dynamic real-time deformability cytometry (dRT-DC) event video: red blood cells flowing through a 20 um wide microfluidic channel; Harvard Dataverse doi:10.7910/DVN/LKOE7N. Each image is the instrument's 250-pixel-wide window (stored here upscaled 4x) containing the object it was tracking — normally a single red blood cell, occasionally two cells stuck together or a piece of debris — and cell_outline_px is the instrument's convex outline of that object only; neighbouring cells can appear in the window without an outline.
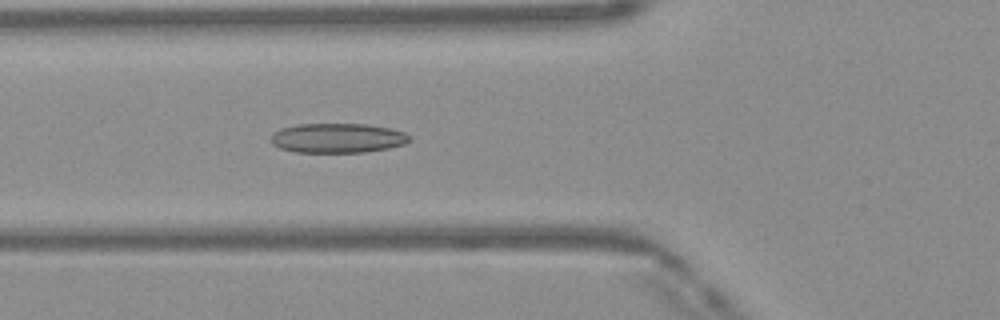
{"species": "Egyptian fruit bat (a non-hibernating species)", "species_latin": "Rousettus aegyptiacus", "temperature_condition": "warm", "stored_images_in_passage": 49, "camera_frame_rate_fps": 3000, "um_per_image_px": 0.085, "frame": {"image": 1, "passage_image": 18, "time_ms": 5.667, "image_size_px": [1000, 320], "cell_outline_px": [[408, 140], [404, 144], [388, 148], [364, 152], [296, 152], [280, 148], [272, 144], [272, 132], [280, 128], [296, 124], [368, 124], [388, 128], [404, 132], [408, 136]], "centroid_in_image_um": [28.64, 11.73], "position_along_channel_um": 97.2, "area_um2": 23.76}}
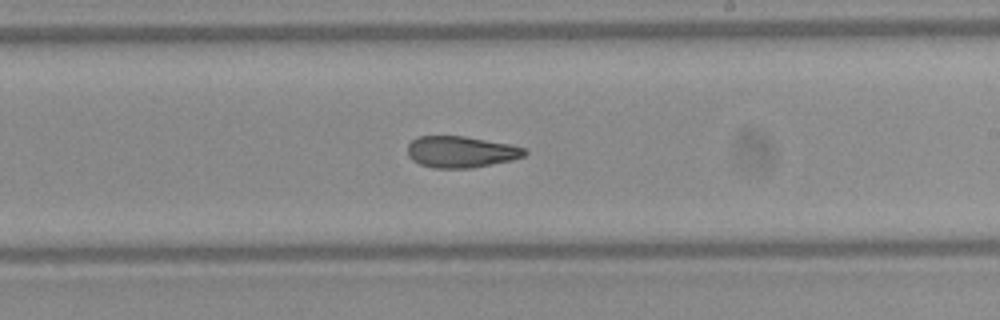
{"frame": {"image": 2, "passage_image": 29, "time_ms": 9.333, "image_size_px": [1000, 320], "cell_outline_px": [[528, 152], [524, 156], [512, 160], [472, 168], [432, 168], [420, 164], [412, 160], [408, 156], [408, 144], [416, 136], [464, 136], [512, 144], [524, 148]], "centroid_in_image_um": [39.18, 12.9], "position_along_channel_um": 249.8, "area_um2": 21.62}}
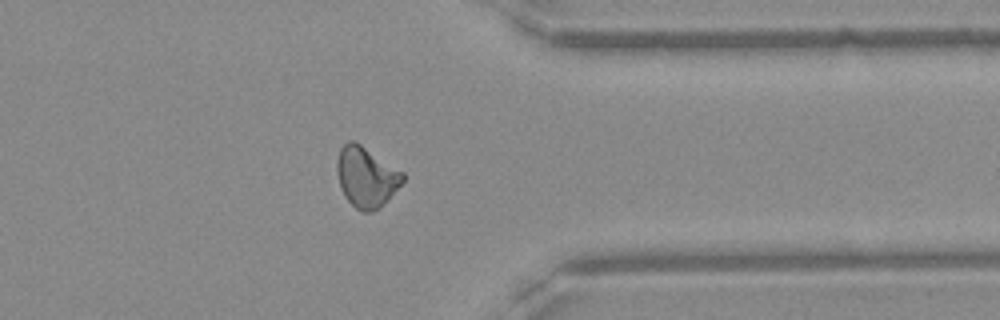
{"frame": {"image": 3, "passage_image": 39, "time_ms": 12.667, "image_size_px": [1000, 320], "cell_outline_px": [[404, 180], [380, 208], [372, 212], [364, 212], [356, 208], [344, 196], [340, 188], [336, 172], [336, 160], [340, 148], [348, 140], [356, 140], [404, 172]], "centroid_in_image_um": [31.11, 15.01], "position_along_channel_um": 380.3, "area_um2": 23.47}, "authors_computed_cell_mechanics": {"area_um2": 22.9466, "velocity_mm_per_s": 4.1477, "shape_relaxation_time_tau1_ms": null, "shape_relaxation_time_tau2_ms": 2.48, "deformation_change_tau1": null, "deformation_change_tau2": 0.0893}}